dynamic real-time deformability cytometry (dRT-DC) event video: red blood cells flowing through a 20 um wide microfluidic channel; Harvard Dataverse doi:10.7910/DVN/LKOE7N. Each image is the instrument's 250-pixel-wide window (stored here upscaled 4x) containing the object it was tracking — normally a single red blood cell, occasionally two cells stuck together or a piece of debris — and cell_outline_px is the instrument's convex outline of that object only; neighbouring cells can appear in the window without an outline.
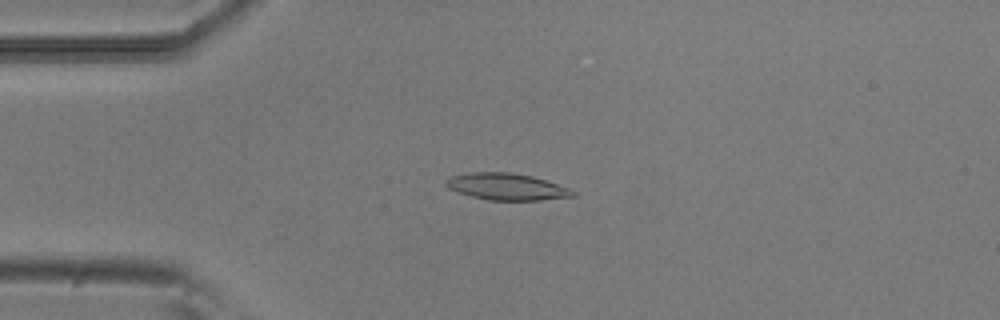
{"species": "common noctule bat (a hibernating species)", "species_latin": "Nyctalus noctula", "temperature_condition": "room temperature", "stored_images_in_passage": 52, "camera_frame_rate_fps": 3000, "um_per_image_px": 0.085, "animal": {"sex": "male", "body_mass_g": 20.5, "forearm_length_mm": 52.5}, "frame": {"image": 1, "passage_image": 12, "time_ms": 3.667, "image_size_px": [1000, 320], "cell_outline_px": [[576, 196], [540, 200], [488, 200], [456, 192], [448, 188], [444, 184], [444, 180], [452, 176], [472, 172], [508, 172], [532, 176], [568, 188], [576, 192]], "centroid_in_image_um": [43.03, 15.87], "position_along_channel_um": 42.0, "area_um2": 19.65}}
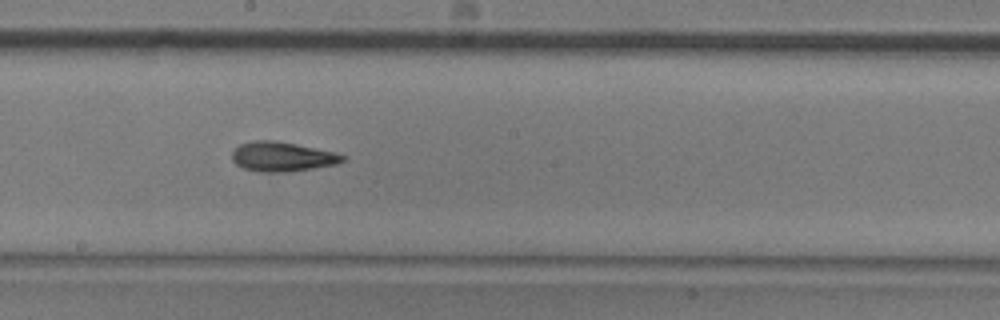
{"frame": {"image": 2, "passage_image": 28, "time_ms": 9.0, "image_size_px": [1000, 320], "cell_outline_px": [[348, 156], [344, 160], [336, 164], [288, 172], [260, 172], [244, 168], [236, 164], [232, 160], [232, 152], [240, 144], [252, 140], [276, 140], [336, 152]], "centroid_in_image_um": [23.99, 13.31], "position_along_channel_um": 224.2, "area_um2": 19.13}}
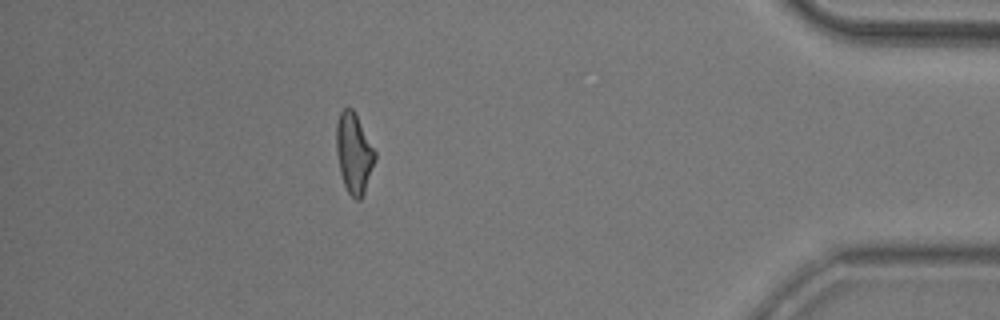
{"frame": {"image": 3, "passage_image": 46, "time_ms": 15.0, "image_size_px": [1000, 320], "cell_outline_px": [[376, 160], [364, 192], [360, 200], [356, 200], [348, 192], [344, 184], [340, 172], [336, 152], [336, 124], [340, 112], [344, 108], [352, 108], [376, 152]], "centroid_in_image_um": [30.08, 13.03], "position_along_channel_um": 405.1, "area_um2": 17.92}, "authors_computed_cell_mechanics": {"area_um2": 18.3804, "velocity_mm_per_s": 3.8126, "shape_relaxation_time_tau1_ms": 7.0816, "shape_relaxation_time_tau2_ms": 5.299, "deformation_change_tau1": 0.205, "deformation_change_tau2": 0.1502}}